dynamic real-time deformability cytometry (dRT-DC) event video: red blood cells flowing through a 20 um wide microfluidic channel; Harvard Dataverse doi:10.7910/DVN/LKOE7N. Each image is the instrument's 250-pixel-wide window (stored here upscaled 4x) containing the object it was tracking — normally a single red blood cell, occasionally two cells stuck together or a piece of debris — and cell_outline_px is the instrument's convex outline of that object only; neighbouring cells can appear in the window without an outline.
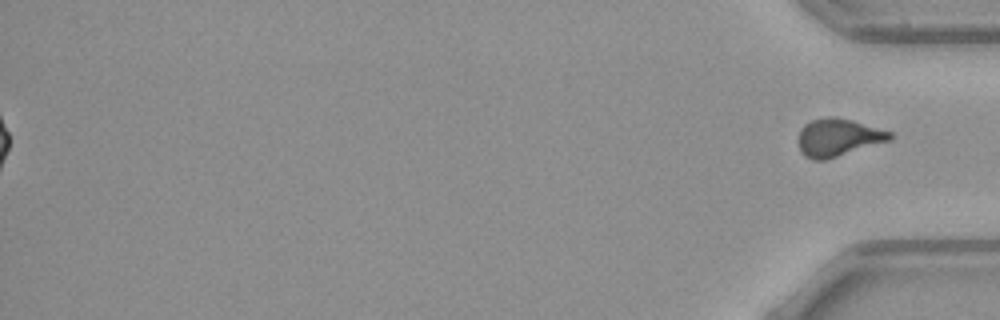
{"species": "common noctule bat (a hibernating species)", "species_latin": "Nyctalus noctula", "temperature_condition": "warm", "stored_images_in_passage": 54, "segment_of_instrument_passage": [2, 2], "camera_frame_rate_fps": 3000, "um_per_image_px": 0.085, "animal": {"sex": "female", "body_mass_g": 21.9}, "frame": {"image": 1, "passage_image": 54, "time_ms": 17.667, "image_size_px": [1000, 320], "cell_outline_px": [[892, 140], [824, 160], [812, 160], [804, 156], [800, 152], [796, 140], [800, 128], [804, 124], [812, 120], [828, 116], [832, 116], [852, 120], [892, 132]], "centroid_in_image_um": [71.19, 11.69], "position_along_channel_um": 364.0, "area_um2": 20.35}}